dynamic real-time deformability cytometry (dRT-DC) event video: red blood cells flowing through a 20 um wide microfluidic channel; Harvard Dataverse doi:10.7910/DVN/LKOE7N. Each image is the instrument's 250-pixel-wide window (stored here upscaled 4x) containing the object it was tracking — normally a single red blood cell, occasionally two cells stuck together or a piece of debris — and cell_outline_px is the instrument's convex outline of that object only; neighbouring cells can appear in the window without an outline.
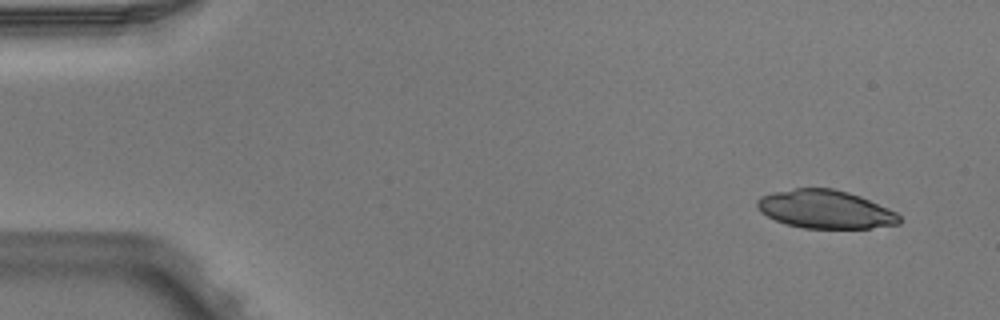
{"species": "Egyptian fruit bat (a non-hibernating species)", "species_latin": "Rousettus aegyptiacus", "temperature_condition": "warm", "stored_images_in_passage": 4, "camera_frame_rate_fps": 3000, "um_per_image_px": 0.085, "animal": {"sex": "male"}, "frame": {"image": 1, "passage_image": 1, "time_ms": 0.0, "image_size_px": [1000, 320], "cell_outline_px": [[900, 224], [868, 228], [804, 228], [788, 224], [776, 220], [760, 212], [756, 204], [756, 200], [760, 196], [772, 192], [796, 188], [832, 188], [848, 192], [860, 196], [896, 212], [900, 216]], "centroid_in_image_um": [70.13, 17.78], "position_along_channel_um": 14.9, "area_um2": 31.62}}